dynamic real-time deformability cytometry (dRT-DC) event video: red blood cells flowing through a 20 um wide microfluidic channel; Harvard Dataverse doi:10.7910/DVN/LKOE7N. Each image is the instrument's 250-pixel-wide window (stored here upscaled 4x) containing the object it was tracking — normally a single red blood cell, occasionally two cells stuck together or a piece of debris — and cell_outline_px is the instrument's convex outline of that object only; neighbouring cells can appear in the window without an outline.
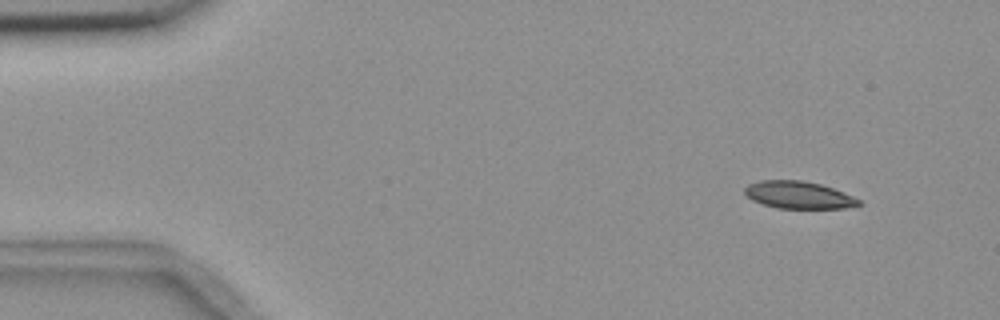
{"species": "common noctule bat (a hibernating species)", "species_latin": "Nyctalus noctula", "temperature_condition": "room temperature", "stored_images_in_passage": 6, "camera_frame_rate_fps": 3000, "um_per_image_px": 0.085, "animal": {"sex": "female", "body_mass_g": 18.4}, "frame": {"image": 1, "passage_image": 2, "time_ms": 1.0, "image_size_px": [1000, 320], "cell_outline_px": [[860, 204], [844, 208], [776, 208], [752, 200], [744, 192], [744, 188], [748, 184], [760, 180], [800, 180], [820, 184], [844, 192], [860, 200]], "centroid_in_image_um": [67.85, 16.56], "position_along_channel_um": 17.2, "area_um2": 17.98}}
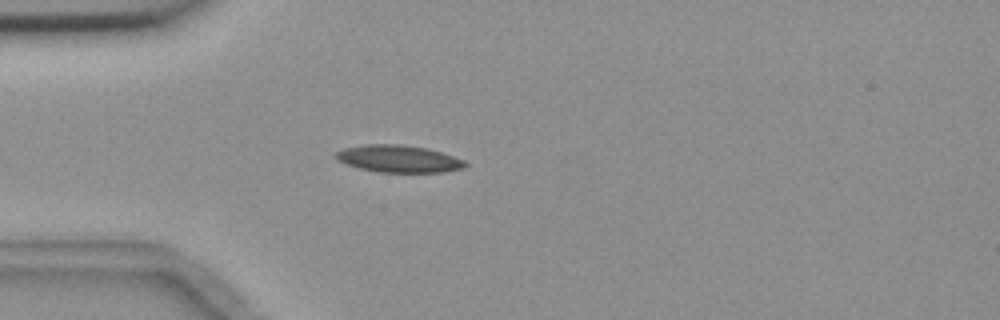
{"frame": {"image": 2, "passage_image": 5, "time_ms": 4.333, "image_size_px": [1000, 320], "cell_outline_px": [[468, 168], [444, 172], [376, 172], [360, 168], [336, 160], [336, 152], [344, 148], [364, 144], [400, 144], [428, 148], [464, 160], [468, 164]], "centroid_in_image_um": [33.92, 13.5], "position_along_channel_um": 51.1, "area_um2": 20.58}}